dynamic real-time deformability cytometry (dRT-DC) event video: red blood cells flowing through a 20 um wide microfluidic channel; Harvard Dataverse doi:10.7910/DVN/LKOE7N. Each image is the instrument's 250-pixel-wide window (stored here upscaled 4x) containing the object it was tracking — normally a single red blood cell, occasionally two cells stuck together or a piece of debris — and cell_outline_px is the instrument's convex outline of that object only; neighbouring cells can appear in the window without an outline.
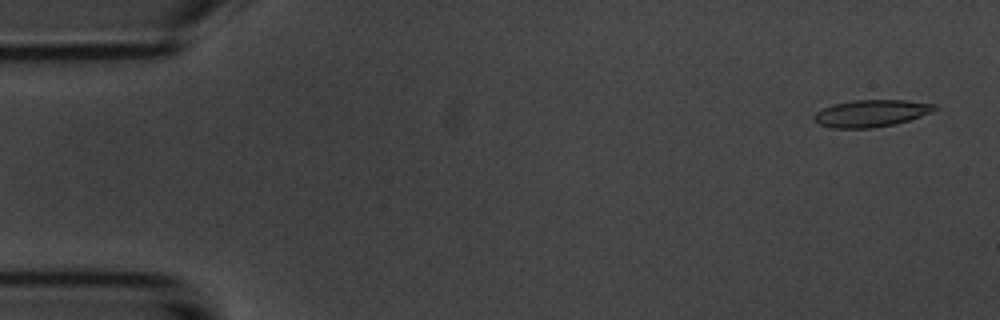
{"species": "common noctule bat (a hibernating species)", "species_latin": "Nyctalus noctula", "temperature_condition": "room temperature", "stored_images_in_passage": 50, "camera_frame_rate_fps": 3000, "um_per_image_px": 0.085, "animal": {"sex": "male", "body_mass_g": 20.1, "forearm_length_mm": 53.5}, "frame": {"image": 1, "passage_image": 3, "time_ms": 0.667, "image_size_px": [1000, 320], "cell_outline_px": [[940, 108], [932, 112], [896, 124], [872, 128], [832, 128], [820, 124], [812, 116], [816, 112], [832, 104], [852, 100], [908, 100], [936, 104]], "centroid_in_image_um": [74.09, 9.62], "position_along_channel_um": 10.9, "area_um2": 19.07}}
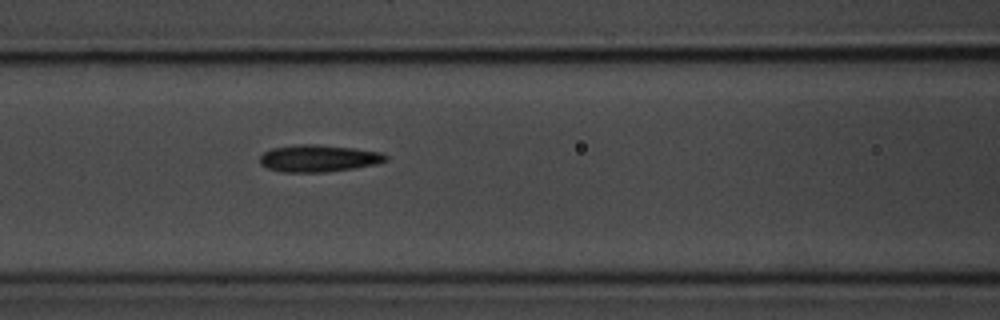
{"frame": {"image": 2, "passage_image": 23, "time_ms": 7.333, "image_size_px": [1000, 320], "cell_outline_px": [[388, 160], [376, 164], [356, 168], [324, 172], [280, 172], [268, 168], [260, 164], [260, 156], [264, 152], [272, 148], [300, 144], [316, 144], [352, 148], [380, 152], [388, 156]], "centroid_in_image_um": [27.07, 13.46], "position_along_channel_um": 139.5, "area_um2": 19.83}}
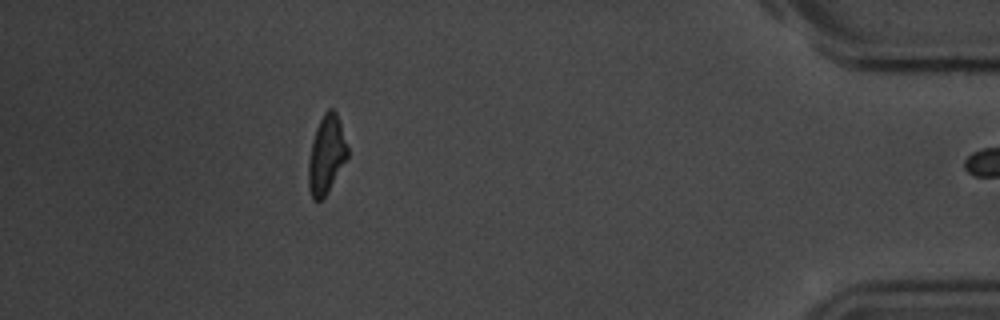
{"frame": {"image": 3, "passage_image": 49, "time_ms": 16.0, "image_size_px": [1000, 320], "cell_outline_px": [[348, 156], [324, 196], [320, 200], [312, 200], [308, 188], [308, 160], [312, 140], [316, 128], [324, 112], [328, 108], [332, 108], [336, 112], [348, 148]], "centroid_in_image_um": [27.71, 13.13], "position_along_channel_um": 407.5, "area_um2": 17.51}}